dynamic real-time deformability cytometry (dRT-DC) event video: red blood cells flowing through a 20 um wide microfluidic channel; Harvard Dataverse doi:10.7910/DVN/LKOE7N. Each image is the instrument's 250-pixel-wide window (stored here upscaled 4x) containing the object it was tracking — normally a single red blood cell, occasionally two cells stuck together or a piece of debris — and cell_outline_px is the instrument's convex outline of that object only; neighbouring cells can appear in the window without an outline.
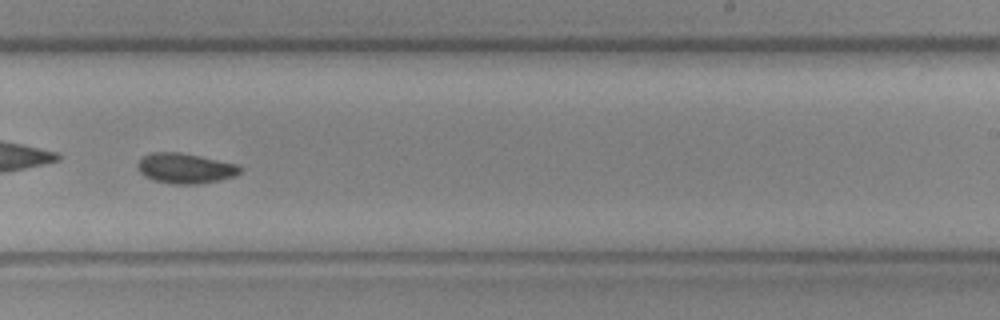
{"species": "common noctule bat (a hibernating species)", "species_latin": "Nyctalus noctula", "temperature_condition": "cold", "stored_images_in_passage": 40, "camera_frame_rate_fps": 3000, "um_per_image_px": 0.085, "animal": {"sex": "female", "body_mass_g": 19.3, "forearm_length_mm": 54.1}, "frame": {"image": 1, "passage_image": 18, "time_ms": 5.667, "image_size_px": [1000, 320], "cell_outline_px": [[240, 172], [236, 176], [220, 180], [200, 184], [172, 184], [152, 180], [144, 176], [136, 168], [136, 164], [144, 156], [152, 152], [180, 152], [200, 156], [236, 164], [240, 168]], "centroid_in_image_um": [15.71, 14.31], "position_along_channel_um": 273.3, "area_um2": 18.09}, "authors_computed_cell_mechanics": {"area_um2": 17.8024, "velocity_mm_per_s": 3.5535, "shape_relaxation_time_tau1_ms": null, "shape_relaxation_time_tau2_ms": 5.5672, "deformation_change_tau1": null, "deformation_change_tau2": 0.0738}}